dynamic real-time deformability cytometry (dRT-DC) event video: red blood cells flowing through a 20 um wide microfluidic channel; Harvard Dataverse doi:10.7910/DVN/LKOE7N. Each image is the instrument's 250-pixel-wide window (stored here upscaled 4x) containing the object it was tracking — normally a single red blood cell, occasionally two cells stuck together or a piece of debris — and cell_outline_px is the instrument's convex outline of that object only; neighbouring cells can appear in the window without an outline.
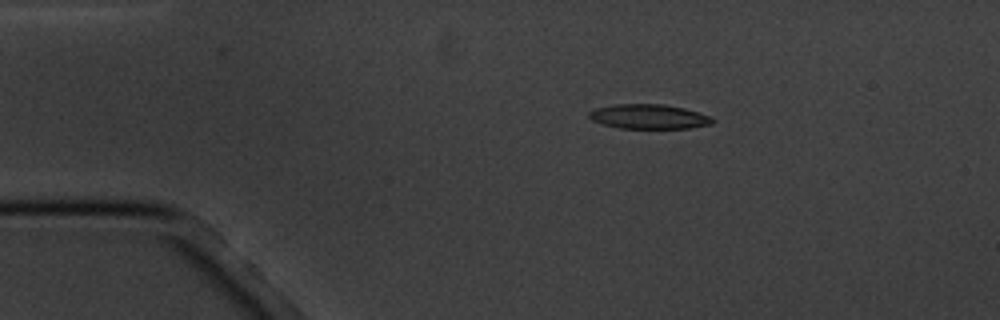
{"species": "common noctule bat (a hibernating species)", "species_latin": "Nyctalus noctula", "temperature_condition": "cold", "stored_images_in_passage": 6, "camera_frame_rate_fps": 3000, "um_per_image_px": 0.085, "animal": {"sex": "male", "body_mass_g": 20.1, "forearm_length_mm": 53.5}, "frame": {"image": 1, "passage_image": 3, "time_ms": 2.333, "image_size_px": [1000, 320], "cell_outline_px": [[716, 120], [712, 124], [688, 128], [620, 128], [604, 124], [592, 120], [588, 116], [588, 112], [596, 108], [616, 104], [664, 104], [684, 108], [712, 116]], "centroid_in_image_um": [55.19, 9.9], "position_along_channel_um": 29.8, "area_um2": 17.69}}
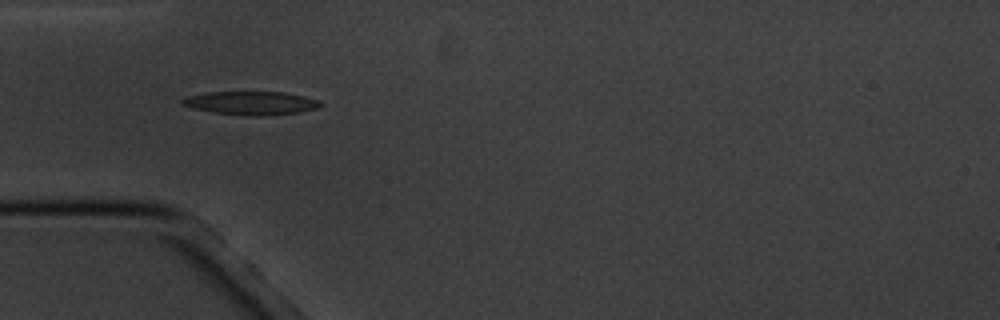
{"frame": {"image": 2, "passage_image": 5, "time_ms": 4.667, "image_size_px": [1000, 320], "cell_outline_px": [[324, 104], [320, 108], [300, 112], [264, 116], [256, 116], [212, 112], [192, 108], [180, 104], [180, 100], [184, 96], [208, 92], [284, 92], [304, 96], [320, 100]], "centroid_in_image_um": [21.35, 8.75], "position_along_channel_um": 63.6, "area_um2": 19.13}}
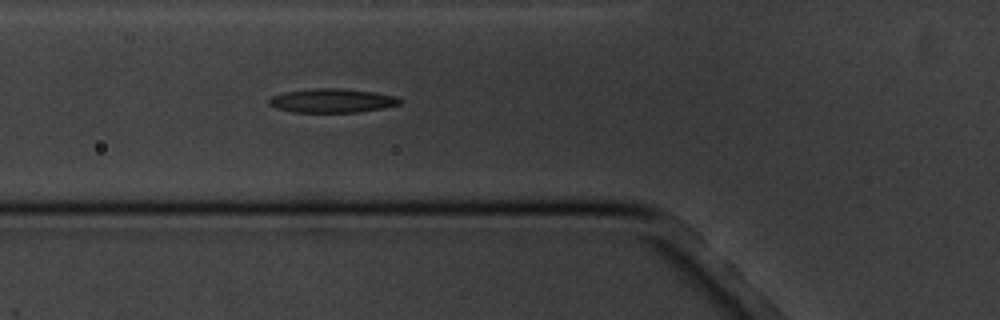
{"frame": {"image": 3, "passage_image": 6, "time_ms": 5.667, "image_size_px": [1000, 320], "cell_outline_px": [[404, 100], [400, 104], [384, 108], [360, 112], [292, 112], [276, 108], [268, 104], [268, 100], [272, 96], [284, 92], [312, 88], [340, 88], [372, 92], [396, 96]], "centroid_in_image_um": [28.23, 8.55], "position_along_channel_um": 97.6, "area_um2": 18.38}}